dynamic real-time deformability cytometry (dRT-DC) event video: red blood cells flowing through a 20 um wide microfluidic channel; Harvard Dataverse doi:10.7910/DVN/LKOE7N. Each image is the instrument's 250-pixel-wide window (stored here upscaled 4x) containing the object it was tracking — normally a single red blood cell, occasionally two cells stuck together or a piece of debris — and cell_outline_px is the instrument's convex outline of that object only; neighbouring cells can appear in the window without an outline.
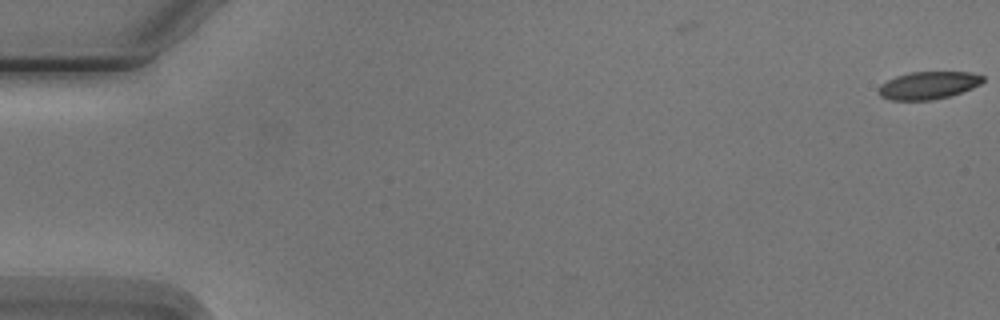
{"species": "Egyptian fruit bat (a non-hibernating species)", "species_latin": "Rousettus aegyptiacus", "temperature_condition": "cold", "stored_images_in_passage": 6, "camera_frame_rate_fps": 3000, "um_per_image_px": 0.085, "animal": {"sex": "male"}, "frame": {"image": 1, "passage_image": 1, "time_ms": 0.0, "image_size_px": [1000, 320], "cell_outline_px": [[984, 80], [980, 84], [972, 88], [948, 96], [932, 100], [892, 100], [880, 96], [880, 84], [896, 76], [912, 72], [972, 72], [984, 76]], "centroid_in_image_um": [78.93, 7.25], "position_along_channel_um": 6.1, "area_um2": 16.59}}
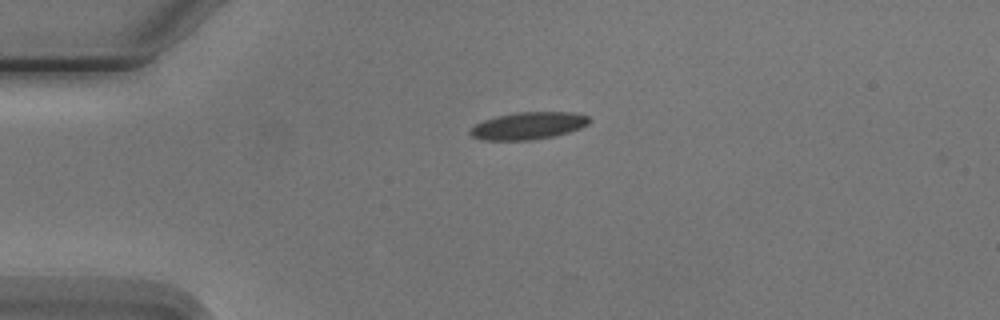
{"frame": {"image": 2, "passage_image": 4, "time_ms": 4.333, "image_size_px": [1000, 320], "cell_outline_px": [[588, 124], [580, 128], [556, 136], [532, 140], [484, 140], [472, 136], [468, 132], [476, 124], [484, 120], [516, 112], [568, 112], [588, 116]], "centroid_in_image_um": [44.9, 10.7], "position_along_channel_um": 40.1, "area_um2": 18.67}}
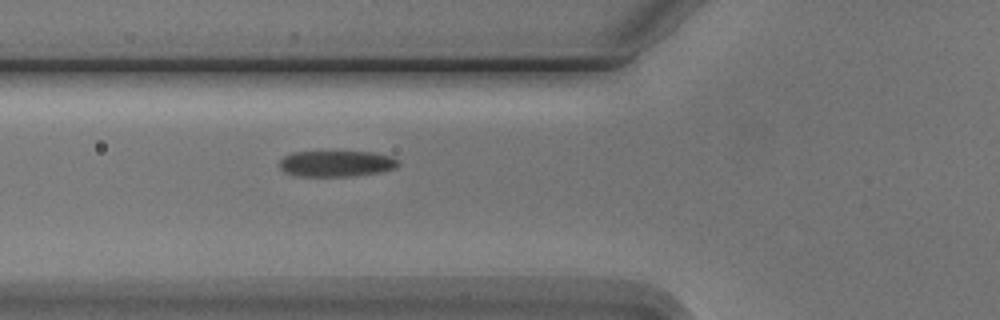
{"frame": {"image": 3, "passage_image": 6, "time_ms": 6.667, "image_size_px": [1000, 320], "cell_outline_px": [[400, 164], [392, 168], [380, 172], [352, 176], [296, 176], [284, 172], [280, 168], [280, 160], [284, 156], [292, 152], [372, 152], [392, 156], [400, 160]], "centroid_in_image_um": [28.59, 13.91], "position_along_channel_um": 97.2, "area_um2": 18.03}}